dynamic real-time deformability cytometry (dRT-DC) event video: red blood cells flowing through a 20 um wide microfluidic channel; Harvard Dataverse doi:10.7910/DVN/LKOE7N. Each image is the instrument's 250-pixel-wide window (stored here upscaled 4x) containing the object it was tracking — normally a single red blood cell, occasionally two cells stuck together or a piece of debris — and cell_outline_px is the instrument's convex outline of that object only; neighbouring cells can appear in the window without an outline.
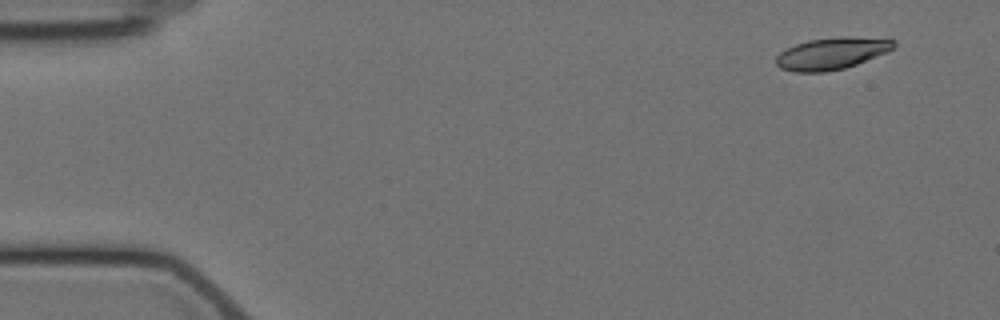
{"species": "Egyptian fruit bat (a non-hibernating species)", "species_latin": "Rousettus aegyptiacus", "temperature_condition": "cold", "stored_images_in_passage": 4, "camera_frame_rate_fps": 3000, "um_per_image_px": 0.085, "animal": {"sex": "female"}, "frame": {"image": 1, "passage_image": 1, "time_ms": 0.0, "image_size_px": [1000, 320], "cell_outline_px": [[896, 48], [888, 52], [856, 64], [844, 68], [824, 72], [792, 72], [780, 68], [776, 64], [776, 56], [780, 52], [796, 44], [808, 40], [840, 36], [848, 36], [896, 40]], "centroid_in_image_um": [70.71, 4.54], "position_along_channel_um": 14.3, "area_um2": 21.96}}